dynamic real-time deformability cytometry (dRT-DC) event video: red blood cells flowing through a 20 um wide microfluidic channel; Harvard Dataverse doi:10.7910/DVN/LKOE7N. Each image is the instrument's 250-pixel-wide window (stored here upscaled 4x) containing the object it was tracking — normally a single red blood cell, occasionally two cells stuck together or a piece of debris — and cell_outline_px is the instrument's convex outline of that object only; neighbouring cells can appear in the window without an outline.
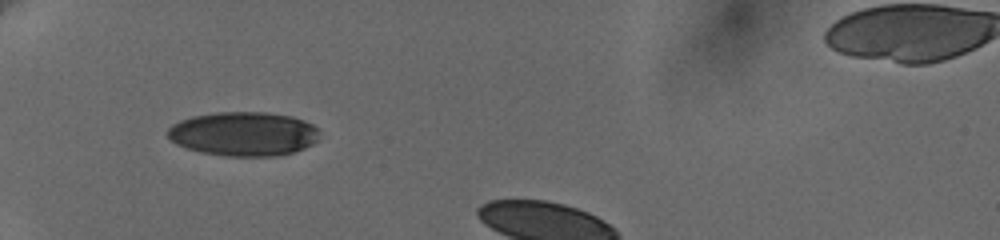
{"species": "human", "species_latin": "Homo sapiens", "temperature_condition": "cold", "stored_images_in_passage": 2, "camera_frame_rate_fps": 3000, "um_per_image_px": 0.085, "donor": {"sex": "female"}, "frame": {"image": 1, "passage_image": 1, "time_ms": 0.0, "image_size_px": [1000, 240], "cell_outline_px": [[320, 132], [316, 140], [312, 144], [304, 148], [292, 152], [276, 156], [224, 156], [200, 152], [176, 144], [168, 136], [168, 128], [172, 124], [180, 120], [192, 116], [216, 112], [264, 112], [292, 116], [304, 120], [312, 124]], "centroid_in_image_um": [20.7, 11.37], "position_along_channel_um": 64.3, "area_um2": 39.07}}